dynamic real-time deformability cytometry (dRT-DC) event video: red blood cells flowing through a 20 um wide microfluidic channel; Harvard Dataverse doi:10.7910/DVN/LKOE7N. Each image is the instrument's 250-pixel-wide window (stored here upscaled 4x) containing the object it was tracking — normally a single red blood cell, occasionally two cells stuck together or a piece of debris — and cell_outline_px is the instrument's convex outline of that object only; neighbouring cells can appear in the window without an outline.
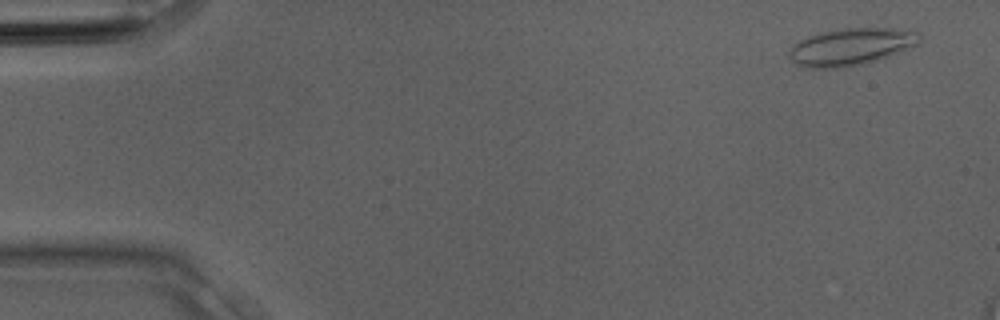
{"species": "Egyptian fruit bat (a non-hibernating species)", "species_latin": "Rousettus aegyptiacus", "temperature_condition": "room temperature", "stored_images_in_passage": 6, "camera_frame_rate_fps": 3000, "um_per_image_px": 0.085, "animal": {"sex": "male"}, "frame": {"image": 1, "passage_image": 1, "time_ms": 0.0, "image_size_px": [1000, 320], "cell_outline_px": [[920, 44], [888, 56], [876, 60], [860, 64], [836, 68], [808, 68], [796, 64], [788, 56], [788, 52], [792, 44], [808, 36], [820, 32], [836, 28], [892, 28], [920, 32]], "centroid_in_image_um": [72.31, 3.96], "position_along_channel_um": 12.7, "area_um2": 28.32}}